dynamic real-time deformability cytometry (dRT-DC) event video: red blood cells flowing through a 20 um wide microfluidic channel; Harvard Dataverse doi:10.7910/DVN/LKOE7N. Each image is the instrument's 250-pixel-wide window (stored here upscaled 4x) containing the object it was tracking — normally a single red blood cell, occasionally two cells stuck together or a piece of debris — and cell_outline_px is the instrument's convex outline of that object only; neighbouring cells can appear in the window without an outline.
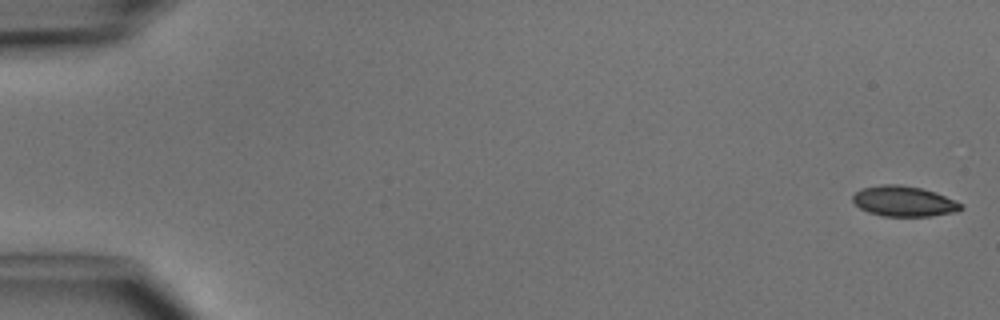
{"species": "common noctule bat (a hibernating species)", "species_latin": "Nyctalus noctula", "temperature_condition": "cold", "stored_images_in_passage": 6, "camera_frame_rate_fps": 3000, "um_per_image_px": 0.085, "animal": {"sex": "male", "body_mass_g": 15.6}, "frame": {"image": 1, "passage_image": 1, "time_ms": 0.0, "image_size_px": [1000, 320], "cell_outline_px": [[964, 208], [956, 212], [932, 216], [884, 216], [868, 212], [860, 208], [852, 200], [852, 196], [860, 188], [880, 184], [896, 184], [920, 188], [936, 192], [964, 204]], "centroid_in_image_um": [76.84, 17.1], "position_along_channel_um": 8.2, "area_um2": 19.31}}
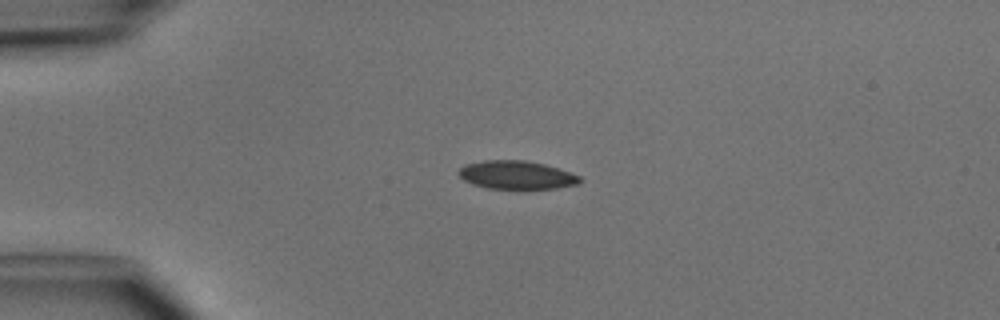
{"frame": {"image": 2, "passage_image": 4, "time_ms": 3.667, "image_size_px": [1000, 320], "cell_outline_px": [[580, 180], [576, 184], [556, 188], [488, 188], [472, 184], [464, 180], [456, 172], [464, 164], [484, 160], [524, 160], [544, 164], [580, 176]], "centroid_in_image_um": [43.83, 14.86], "position_along_channel_um": 41.2, "area_um2": 19.71}}